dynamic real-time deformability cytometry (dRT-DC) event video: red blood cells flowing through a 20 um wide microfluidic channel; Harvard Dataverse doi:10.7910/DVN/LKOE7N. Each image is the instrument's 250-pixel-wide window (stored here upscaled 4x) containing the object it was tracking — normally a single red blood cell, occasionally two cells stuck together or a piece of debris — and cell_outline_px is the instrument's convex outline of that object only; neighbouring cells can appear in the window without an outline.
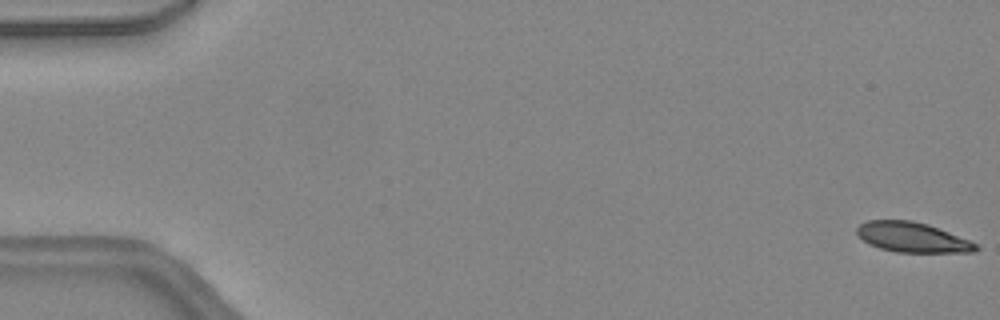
{"species": "common noctule bat (a hibernating species)", "species_latin": "Nyctalus noctula", "temperature_condition": "warm", "stored_images_in_passage": 46, "camera_frame_rate_fps": 3000, "um_per_image_px": 0.085, "animal": {"sex": "female", "body_mass_g": 24.6, "forearm_length_mm": 56.2}, "frame": {"image": 1, "passage_image": 1, "time_ms": 0.0, "image_size_px": [1000, 320], "cell_outline_px": [[980, 248], [976, 252], [896, 252], [880, 248], [868, 244], [856, 232], [856, 228], [860, 224], [868, 220], [912, 220], [928, 224], [968, 240], [976, 244]], "centroid_in_image_um": [77.53, 20.17], "position_along_channel_um": 7.5, "area_um2": 20.63}}
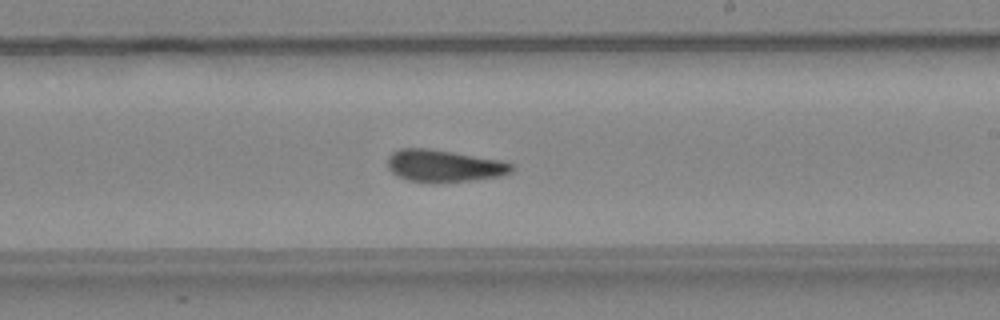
{"frame": {"image": 2, "passage_image": 28, "time_ms": 9.0, "image_size_px": [1000, 320], "cell_outline_px": [[512, 172], [500, 176], [472, 180], [408, 180], [396, 176], [388, 168], [388, 156], [392, 152], [400, 148], [428, 148], [500, 160], [512, 164]], "centroid_in_image_um": [37.71, 14.06], "position_along_channel_um": 251.3, "area_um2": 22.48}}
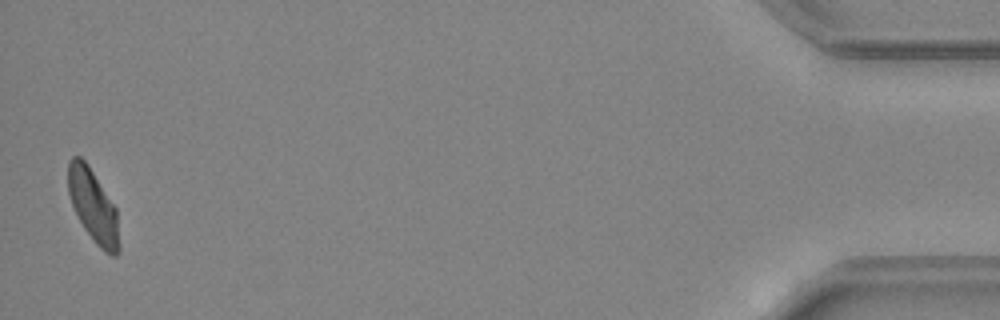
{"frame": {"image": 3, "passage_image": 46, "time_ms": 15.0, "image_size_px": [1000, 320], "cell_outline_px": [[120, 252], [116, 256], [112, 256], [104, 252], [96, 244], [84, 228], [72, 204], [68, 192], [68, 160], [72, 156], [80, 156], [88, 164], [116, 208], [120, 244]], "centroid_in_image_um": [7.94, 17.52], "position_along_channel_um": 427.3, "area_um2": 21.68}, "authors_computed_cell_mechanics": {"area_um2": 22.5998, "velocity_mm_per_s": 4.491, "shape_relaxation_time_tau1_ms": null, "shape_relaxation_time_tau2_ms": 2.5405, "deformation_change_tau1": null, "deformation_change_tau2": 0.0842}}